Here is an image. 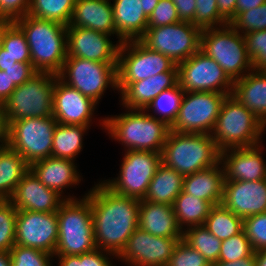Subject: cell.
<instances>
[{
    "label": "cell",
    "instance_id": "obj_5",
    "mask_svg": "<svg viewBox=\"0 0 266 266\" xmlns=\"http://www.w3.org/2000/svg\"><path fill=\"white\" fill-rule=\"evenodd\" d=\"M58 242L54 256L81 255L97 249L90 200L66 199L58 209Z\"/></svg>",
    "mask_w": 266,
    "mask_h": 266
},
{
    "label": "cell",
    "instance_id": "obj_50",
    "mask_svg": "<svg viewBox=\"0 0 266 266\" xmlns=\"http://www.w3.org/2000/svg\"><path fill=\"white\" fill-rule=\"evenodd\" d=\"M16 86L24 84L28 81L37 71L34 69L32 63L16 62L14 66L6 68L4 71Z\"/></svg>",
    "mask_w": 266,
    "mask_h": 266
},
{
    "label": "cell",
    "instance_id": "obj_22",
    "mask_svg": "<svg viewBox=\"0 0 266 266\" xmlns=\"http://www.w3.org/2000/svg\"><path fill=\"white\" fill-rule=\"evenodd\" d=\"M17 210L57 212L66 200L57 191L44 186L29 170L9 199Z\"/></svg>",
    "mask_w": 266,
    "mask_h": 266
},
{
    "label": "cell",
    "instance_id": "obj_56",
    "mask_svg": "<svg viewBox=\"0 0 266 266\" xmlns=\"http://www.w3.org/2000/svg\"><path fill=\"white\" fill-rule=\"evenodd\" d=\"M8 125L6 123L5 114L2 105H0V147L7 145Z\"/></svg>",
    "mask_w": 266,
    "mask_h": 266
},
{
    "label": "cell",
    "instance_id": "obj_28",
    "mask_svg": "<svg viewBox=\"0 0 266 266\" xmlns=\"http://www.w3.org/2000/svg\"><path fill=\"white\" fill-rule=\"evenodd\" d=\"M232 96L266 126V72L252 70L234 81Z\"/></svg>",
    "mask_w": 266,
    "mask_h": 266
},
{
    "label": "cell",
    "instance_id": "obj_11",
    "mask_svg": "<svg viewBox=\"0 0 266 266\" xmlns=\"http://www.w3.org/2000/svg\"><path fill=\"white\" fill-rule=\"evenodd\" d=\"M201 31L192 22L180 21L147 27L138 40L150 50L164 54L178 65L200 50Z\"/></svg>",
    "mask_w": 266,
    "mask_h": 266
},
{
    "label": "cell",
    "instance_id": "obj_6",
    "mask_svg": "<svg viewBox=\"0 0 266 266\" xmlns=\"http://www.w3.org/2000/svg\"><path fill=\"white\" fill-rule=\"evenodd\" d=\"M266 126L232 95H228L220 109L211 136L217 148L253 147L262 141ZM261 137V138H260Z\"/></svg>",
    "mask_w": 266,
    "mask_h": 266
},
{
    "label": "cell",
    "instance_id": "obj_13",
    "mask_svg": "<svg viewBox=\"0 0 266 266\" xmlns=\"http://www.w3.org/2000/svg\"><path fill=\"white\" fill-rule=\"evenodd\" d=\"M118 177L102 182L114 193L144 199L161 161V153L127 150Z\"/></svg>",
    "mask_w": 266,
    "mask_h": 266
},
{
    "label": "cell",
    "instance_id": "obj_33",
    "mask_svg": "<svg viewBox=\"0 0 266 266\" xmlns=\"http://www.w3.org/2000/svg\"><path fill=\"white\" fill-rule=\"evenodd\" d=\"M178 225L182 231L193 226L204 225L213 205L183 191L172 204Z\"/></svg>",
    "mask_w": 266,
    "mask_h": 266
},
{
    "label": "cell",
    "instance_id": "obj_7",
    "mask_svg": "<svg viewBox=\"0 0 266 266\" xmlns=\"http://www.w3.org/2000/svg\"><path fill=\"white\" fill-rule=\"evenodd\" d=\"M200 51L214 59L233 82L254 69L244 35L230 24L202 30Z\"/></svg>",
    "mask_w": 266,
    "mask_h": 266
},
{
    "label": "cell",
    "instance_id": "obj_47",
    "mask_svg": "<svg viewBox=\"0 0 266 266\" xmlns=\"http://www.w3.org/2000/svg\"><path fill=\"white\" fill-rule=\"evenodd\" d=\"M166 266H212L196 249L182 239L179 241Z\"/></svg>",
    "mask_w": 266,
    "mask_h": 266
},
{
    "label": "cell",
    "instance_id": "obj_25",
    "mask_svg": "<svg viewBox=\"0 0 266 266\" xmlns=\"http://www.w3.org/2000/svg\"><path fill=\"white\" fill-rule=\"evenodd\" d=\"M138 227L154 236L183 237L173 207L169 204L140 200Z\"/></svg>",
    "mask_w": 266,
    "mask_h": 266
},
{
    "label": "cell",
    "instance_id": "obj_26",
    "mask_svg": "<svg viewBox=\"0 0 266 266\" xmlns=\"http://www.w3.org/2000/svg\"><path fill=\"white\" fill-rule=\"evenodd\" d=\"M68 26L91 29L114 36L115 24L111 0H76Z\"/></svg>",
    "mask_w": 266,
    "mask_h": 266
},
{
    "label": "cell",
    "instance_id": "obj_36",
    "mask_svg": "<svg viewBox=\"0 0 266 266\" xmlns=\"http://www.w3.org/2000/svg\"><path fill=\"white\" fill-rule=\"evenodd\" d=\"M76 0H30L28 14L68 26Z\"/></svg>",
    "mask_w": 266,
    "mask_h": 266
},
{
    "label": "cell",
    "instance_id": "obj_27",
    "mask_svg": "<svg viewBox=\"0 0 266 266\" xmlns=\"http://www.w3.org/2000/svg\"><path fill=\"white\" fill-rule=\"evenodd\" d=\"M112 6L118 42L138 40L148 26L141 0H113Z\"/></svg>",
    "mask_w": 266,
    "mask_h": 266
},
{
    "label": "cell",
    "instance_id": "obj_21",
    "mask_svg": "<svg viewBox=\"0 0 266 266\" xmlns=\"http://www.w3.org/2000/svg\"><path fill=\"white\" fill-rule=\"evenodd\" d=\"M262 145L228 148L220 151V162L224 169V181H258L266 179V161Z\"/></svg>",
    "mask_w": 266,
    "mask_h": 266
},
{
    "label": "cell",
    "instance_id": "obj_39",
    "mask_svg": "<svg viewBox=\"0 0 266 266\" xmlns=\"http://www.w3.org/2000/svg\"><path fill=\"white\" fill-rule=\"evenodd\" d=\"M17 209L9 199H0V251L10 252L15 246Z\"/></svg>",
    "mask_w": 266,
    "mask_h": 266
},
{
    "label": "cell",
    "instance_id": "obj_43",
    "mask_svg": "<svg viewBox=\"0 0 266 266\" xmlns=\"http://www.w3.org/2000/svg\"><path fill=\"white\" fill-rule=\"evenodd\" d=\"M112 257L117 256L101 249H95L81 255L54 256L59 260L58 266H115L112 265L113 262L110 260Z\"/></svg>",
    "mask_w": 266,
    "mask_h": 266
},
{
    "label": "cell",
    "instance_id": "obj_54",
    "mask_svg": "<svg viewBox=\"0 0 266 266\" xmlns=\"http://www.w3.org/2000/svg\"><path fill=\"white\" fill-rule=\"evenodd\" d=\"M212 266H256V256L255 253L249 257L238 259L236 261H218L213 263Z\"/></svg>",
    "mask_w": 266,
    "mask_h": 266
},
{
    "label": "cell",
    "instance_id": "obj_19",
    "mask_svg": "<svg viewBox=\"0 0 266 266\" xmlns=\"http://www.w3.org/2000/svg\"><path fill=\"white\" fill-rule=\"evenodd\" d=\"M98 104L59 78L53 92L52 116L59 124L91 126Z\"/></svg>",
    "mask_w": 266,
    "mask_h": 266
},
{
    "label": "cell",
    "instance_id": "obj_55",
    "mask_svg": "<svg viewBox=\"0 0 266 266\" xmlns=\"http://www.w3.org/2000/svg\"><path fill=\"white\" fill-rule=\"evenodd\" d=\"M265 2L266 0H237L236 15L239 12H243V11L251 10L252 8H256Z\"/></svg>",
    "mask_w": 266,
    "mask_h": 266
},
{
    "label": "cell",
    "instance_id": "obj_37",
    "mask_svg": "<svg viewBox=\"0 0 266 266\" xmlns=\"http://www.w3.org/2000/svg\"><path fill=\"white\" fill-rule=\"evenodd\" d=\"M0 45L16 62L31 63L26 36L14 21H0Z\"/></svg>",
    "mask_w": 266,
    "mask_h": 266
},
{
    "label": "cell",
    "instance_id": "obj_20",
    "mask_svg": "<svg viewBox=\"0 0 266 266\" xmlns=\"http://www.w3.org/2000/svg\"><path fill=\"white\" fill-rule=\"evenodd\" d=\"M221 204L243 220L266 212V179L224 181Z\"/></svg>",
    "mask_w": 266,
    "mask_h": 266
},
{
    "label": "cell",
    "instance_id": "obj_10",
    "mask_svg": "<svg viewBox=\"0 0 266 266\" xmlns=\"http://www.w3.org/2000/svg\"><path fill=\"white\" fill-rule=\"evenodd\" d=\"M56 125L53 116L12 121L8 124L7 145L29 165L51 157Z\"/></svg>",
    "mask_w": 266,
    "mask_h": 266
},
{
    "label": "cell",
    "instance_id": "obj_12",
    "mask_svg": "<svg viewBox=\"0 0 266 266\" xmlns=\"http://www.w3.org/2000/svg\"><path fill=\"white\" fill-rule=\"evenodd\" d=\"M175 65L169 57L150 50L139 40L122 42L117 64L118 94L131 82L170 71Z\"/></svg>",
    "mask_w": 266,
    "mask_h": 266
},
{
    "label": "cell",
    "instance_id": "obj_35",
    "mask_svg": "<svg viewBox=\"0 0 266 266\" xmlns=\"http://www.w3.org/2000/svg\"><path fill=\"white\" fill-rule=\"evenodd\" d=\"M203 226L218 239L225 240L243 230V219L219 204L212 207Z\"/></svg>",
    "mask_w": 266,
    "mask_h": 266
},
{
    "label": "cell",
    "instance_id": "obj_42",
    "mask_svg": "<svg viewBox=\"0 0 266 266\" xmlns=\"http://www.w3.org/2000/svg\"><path fill=\"white\" fill-rule=\"evenodd\" d=\"M11 266H52L54 255L45 251L15 245L10 250Z\"/></svg>",
    "mask_w": 266,
    "mask_h": 266
},
{
    "label": "cell",
    "instance_id": "obj_16",
    "mask_svg": "<svg viewBox=\"0 0 266 266\" xmlns=\"http://www.w3.org/2000/svg\"><path fill=\"white\" fill-rule=\"evenodd\" d=\"M58 232L56 212L17 210L15 245L36 248L54 255Z\"/></svg>",
    "mask_w": 266,
    "mask_h": 266
},
{
    "label": "cell",
    "instance_id": "obj_38",
    "mask_svg": "<svg viewBox=\"0 0 266 266\" xmlns=\"http://www.w3.org/2000/svg\"><path fill=\"white\" fill-rule=\"evenodd\" d=\"M182 240L200 252L211 265L218 262L222 240L210 233L203 225L184 230Z\"/></svg>",
    "mask_w": 266,
    "mask_h": 266
},
{
    "label": "cell",
    "instance_id": "obj_4",
    "mask_svg": "<svg viewBox=\"0 0 266 266\" xmlns=\"http://www.w3.org/2000/svg\"><path fill=\"white\" fill-rule=\"evenodd\" d=\"M161 161L187 176L217 165L220 162V150L210 134L170 130L161 151Z\"/></svg>",
    "mask_w": 266,
    "mask_h": 266
},
{
    "label": "cell",
    "instance_id": "obj_18",
    "mask_svg": "<svg viewBox=\"0 0 266 266\" xmlns=\"http://www.w3.org/2000/svg\"><path fill=\"white\" fill-rule=\"evenodd\" d=\"M91 29L67 26V57H78L103 63H118L121 43Z\"/></svg>",
    "mask_w": 266,
    "mask_h": 266
},
{
    "label": "cell",
    "instance_id": "obj_8",
    "mask_svg": "<svg viewBox=\"0 0 266 266\" xmlns=\"http://www.w3.org/2000/svg\"><path fill=\"white\" fill-rule=\"evenodd\" d=\"M57 78L55 74L37 72L24 84L17 86L2 105L7 125L20 119L52 116Z\"/></svg>",
    "mask_w": 266,
    "mask_h": 266
},
{
    "label": "cell",
    "instance_id": "obj_40",
    "mask_svg": "<svg viewBox=\"0 0 266 266\" xmlns=\"http://www.w3.org/2000/svg\"><path fill=\"white\" fill-rule=\"evenodd\" d=\"M255 253L245 231L222 240L221 250L218 261H236L245 257H249Z\"/></svg>",
    "mask_w": 266,
    "mask_h": 266
},
{
    "label": "cell",
    "instance_id": "obj_32",
    "mask_svg": "<svg viewBox=\"0 0 266 266\" xmlns=\"http://www.w3.org/2000/svg\"><path fill=\"white\" fill-rule=\"evenodd\" d=\"M90 126L59 124L55 127L52 157L75 161L83 149V136Z\"/></svg>",
    "mask_w": 266,
    "mask_h": 266
},
{
    "label": "cell",
    "instance_id": "obj_15",
    "mask_svg": "<svg viewBox=\"0 0 266 266\" xmlns=\"http://www.w3.org/2000/svg\"><path fill=\"white\" fill-rule=\"evenodd\" d=\"M178 84L185 92L232 95L234 82L214 59L199 50L178 64Z\"/></svg>",
    "mask_w": 266,
    "mask_h": 266
},
{
    "label": "cell",
    "instance_id": "obj_60",
    "mask_svg": "<svg viewBox=\"0 0 266 266\" xmlns=\"http://www.w3.org/2000/svg\"><path fill=\"white\" fill-rule=\"evenodd\" d=\"M0 266H11L10 252L0 251Z\"/></svg>",
    "mask_w": 266,
    "mask_h": 266
},
{
    "label": "cell",
    "instance_id": "obj_44",
    "mask_svg": "<svg viewBox=\"0 0 266 266\" xmlns=\"http://www.w3.org/2000/svg\"><path fill=\"white\" fill-rule=\"evenodd\" d=\"M192 23L201 30L228 24L219 15L217 0H196L195 20Z\"/></svg>",
    "mask_w": 266,
    "mask_h": 266
},
{
    "label": "cell",
    "instance_id": "obj_31",
    "mask_svg": "<svg viewBox=\"0 0 266 266\" xmlns=\"http://www.w3.org/2000/svg\"><path fill=\"white\" fill-rule=\"evenodd\" d=\"M29 170L30 165L18 152L8 145L0 147V199H10Z\"/></svg>",
    "mask_w": 266,
    "mask_h": 266
},
{
    "label": "cell",
    "instance_id": "obj_46",
    "mask_svg": "<svg viewBox=\"0 0 266 266\" xmlns=\"http://www.w3.org/2000/svg\"><path fill=\"white\" fill-rule=\"evenodd\" d=\"M243 230L254 251L266 249V212L245 218Z\"/></svg>",
    "mask_w": 266,
    "mask_h": 266
},
{
    "label": "cell",
    "instance_id": "obj_41",
    "mask_svg": "<svg viewBox=\"0 0 266 266\" xmlns=\"http://www.w3.org/2000/svg\"><path fill=\"white\" fill-rule=\"evenodd\" d=\"M237 32L246 34L266 29V2L251 10L239 12L229 23Z\"/></svg>",
    "mask_w": 266,
    "mask_h": 266
},
{
    "label": "cell",
    "instance_id": "obj_49",
    "mask_svg": "<svg viewBox=\"0 0 266 266\" xmlns=\"http://www.w3.org/2000/svg\"><path fill=\"white\" fill-rule=\"evenodd\" d=\"M30 0H0V21L13 22L28 14Z\"/></svg>",
    "mask_w": 266,
    "mask_h": 266
},
{
    "label": "cell",
    "instance_id": "obj_48",
    "mask_svg": "<svg viewBox=\"0 0 266 266\" xmlns=\"http://www.w3.org/2000/svg\"><path fill=\"white\" fill-rule=\"evenodd\" d=\"M180 22L173 0H160L148 18L147 27H158Z\"/></svg>",
    "mask_w": 266,
    "mask_h": 266
},
{
    "label": "cell",
    "instance_id": "obj_30",
    "mask_svg": "<svg viewBox=\"0 0 266 266\" xmlns=\"http://www.w3.org/2000/svg\"><path fill=\"white\" fill-rule=\"evenodd\" d=\"M183 180L182 174L161 163L143 200L172 206L176 197L183 191Z\"/></svg>",
    "mask_w": 266,
    "mask_h": 266
},
{
    "label": "cell",
    "instance_id": "obj_34",
    "mask_svg": "<svg viewBox=\"0 0 266 266\" xmlns=\"http://www.w3.org/2000/svg\"><path fill=\"white\" fill-rule=\"evenodd\" d=\"M184 93L185 91L177 83L174 87L163 90L144 110L171 127L177 118ZM149 110L152 111L149 113Z\"/></svg>",
    "mask_w": 266,
    "mask_h": 266
},
{
    "label": "cell",
    "instance_id": "obj_57",
    "mask_svg": "<svg viewBox=\"0 0 266 266\" xmlns=\"http://www.w3.org/2000/svg\"><path fill=\"white\" fill-rule=\"evenodd\" d=\"M16 61L12 58L6 50L0 45V70L5 71L6 68L14 66Z\"/></svg>",
    "mask_w": 266,
    "mask_h": 266
},
{
    "label": "cell",
    "instance_id": "obj_51",
    "mask_svg": "<svg viewBox=\"0 0 266 266\" xmlns=\"http://www.w3.org/2000/svg\"><path fill=\"white\" fill-rule=\"evenodd\" d=\"M180 21L193 22L195 20L196 0H173Z\"/></svg>",
    "mask_w": 266,
    "mask_h": 266
},
{
    "label": "cell",
    "instance_id": "obj_29",
    "mask_svg": "<svg viewBox=\"0 0 266 266\" xmlns=\"http://www.w3.org/2000/svg\"><path fill=\"white\" fill-rule=\"evenodd\" d=\"M224 169L219 162L217 165L184 176L183 192L201 200L210 202L213 206L222 202Z\"/></svg>",
    "mask_w": 266,
    "mask_h": 266
},
{
    "label": "cell",
    "instance_id": "obj_14",
    "mask_svg": "<svg viewBox=\"0 0 266 266\" xmlns=\"http://www.w3.org/2000/svg\"><path fill=\"white\" fill-rule=\"evenodd\" d=\"M228 95L217 92H185L177 118L170 130L177 133L211 135L221 106Z\"/></svg>",
    "mask_w": 266,
    "mask_h": 266
},
{
    "label": "cell",
    "instance_id": "obj_52",
    "mask_svg": "<svg viewBox=\"0 0 266 266\" xmlns=\"http://www.w3.org/2000/svg\"><path fill=\"white\" fill-rule=\"evenodd\" d=\"M237 0H217L219 15L229 24L236 16Z\"/></svg>",
    "mask_w": 266,
    "mask_h": 266
},
{
    "label": "cell",
    "instance_id": "obj_9",
    "mask_svg": "<svg viewBox=\"0 0 266 266\" xmlns=\"http://www.w3.org/2000/svg\"><path fill=\"white\" fill-rule=\"evenodd\" d=\"M117 64L66 57L58 78L97 104L107 88H117Z\"/></svg>",
    "mask_w": 266,
    "mask_h": 266
},
{
    "label": "cell",
    "instance_id": "obj_17",
    "mask_svg": "<svg viewBox=\"0 0 266 266\" xmlns=\"http://www.w3.org/2000/svg\"><path fill=\"white\" fill-rule=\"evenodd\" d=\"M181 239L154 236L138 227L116 259L128 266H166Z\"/></svg>",
    "mask_w": 266,
    "mask_h": 266
},
{
    "label": "cell",
    "instance_id": "obj_45",
    "mask_svg": "<svg viewBox=\"0 0 266 266\" xmlns=\"http://www.w3.org/2000/svg\"><path fill=\"white\" fill-rule=\"evenodd\" d=\"M247 54L254 70H266V29L244 34Z\"/></svg>",
    "mask_w": 266,
    "mask_h": 266
},
{
    "label": "cell",
    "instance_id": "obj_23",
    "mask_svg": "<svg viewBox=\"0 0 266 266\" xmlns=\"http://www.w3.org/2000/svg\"><path fill=\"white\" fill-rule=\"evenodd\" d=\"M76 165L73 160L51 156L32 163L30 170L44 186L57 191L65 199H77L74 195H63L65 188L75 187L82 180Z\"/></svg>",
    "mask_w": 266,
    "mask_h": 266
},
{
    "label": "cell",
    "instance_id": "obj_3",
    "mask_svg": "<svg viewBox=\"0 0 266 266\" xmlns=\"http://www.w3.org/2000/svg\"><path fill=\"white\" fill-rule=\"evenodd\" d=\"M14 22L26 36L34 69L58 75L67 57V26L30 15Z\"/></svg>",
    "mask_w": 266,
    "mask_h": 266
},
{
    "label": "cell",
    "instance_id": "obj_2",
    "mask_svg": "<svg viewBox=\"0 0 266 266\" xmlns=\"http://www.w3.org/2000/svg\"><path fill=\"white\" fill-rule=\"evenodd\" d=\"M100 119L102 129H106L115 141L124 145V151H150L161 153L170 132L164 121L150 116L142 109H127L126 113Z\"/></svg>",
    "mask_w": 266,
    "mask_h": 266
},
{
    "label": "cell",
    "instance_id": "obj_58",
    "mask_svg": "<svg viewBox=\"0 0 266 266\" xmlns=\"http://www.w3.org/2000/svg\"><path fill=\"white\" fill-rule=\"evenodd\" d=\"M160 0H141L144 14L149 18Z\"/></svg>",
    "mask_w": 266,
    "mask_h": 266
},
{
    "label": "cell",
    "instance_id": "obj_24",
    "mask_svg": "<svg viewBox=\"0 0 266 266\" xmlns=\"http://www.w3.org/2000/svg\"><path fill=\"white\" fill-rule=\"evenodd\" d=\"M178 83V65L170 71L159 73L137 82H131L121 92V105L127 109L144 110L163 90Z\"/></svg>",
    "mask_w": 266,
    "mask_h": 266
},
{
    "label": "cell",
    "instance_id": "obj_59",
    "mask_svg": "<svg viewBox=\"0 0 266 266\" xmlns=\"http://www.w3.org/2000/svg\"><path fill=\"white\" fill-rule=\"evenodd\" d=\"M256 266H266V249L255 251Z\"/></svg>",
    "mask_w": 266,
    "mask_h": 266
},
{
    "label": "cell",
    "instance_id": "obj_1",
    "mask_svg": "<svg viewBox=\"0 0 266 266\" xmlns=\"http://www.w3.org/2000/svg\"><path fill=\"white\" fill-rule=\"evenodd\" d=\"M85 196L91 204L97 249L118 256L138 228L140 200L114 193L101 180Z\"/></svg>",
    "mask_w": 266,
    "mask_h": 266
},
{
    "label": "cell",
    "instance_id": "obj_53",
    "mask_svg": "<svg viewBox=\"0 0 266 266\" xmlns=\"http://www.w3.org/2000/svg\"><path fill=\"white\" fill-rule=\"evenodd\" d=\"M16 85L11 82L10 77L0 70V105H3L11 93L16 89Z\"/></svg>",
    "mask_w": 266,
    "mask_h": 266
}]
</instances>
